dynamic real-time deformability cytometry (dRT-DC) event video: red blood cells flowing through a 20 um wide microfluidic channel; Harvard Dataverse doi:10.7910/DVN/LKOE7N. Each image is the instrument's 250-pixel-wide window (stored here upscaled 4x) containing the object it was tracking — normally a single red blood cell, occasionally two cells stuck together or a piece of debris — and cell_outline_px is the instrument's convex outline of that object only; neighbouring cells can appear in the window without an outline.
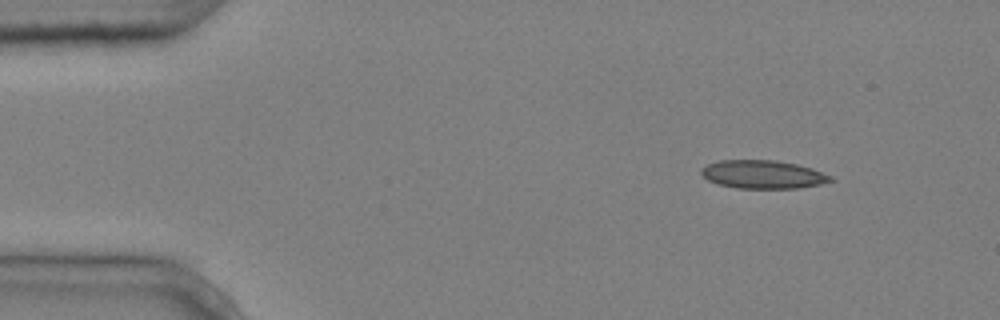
{"species": "common noctule bat (a hibernating species)", "species_latin": "Nyctalus noctula", "temperature_condition": "cold", "stored_images_in_passage": 5, "camera_frame_rate_fps": 3000, "um_per_image_px": 0.085, "animal": {"sex": "male", "body_mass_g": 20.4}, "frame": {"image": 1, "passage_image": 1, "time_ms": 0.0, "image_size_px": [1000, 320], "cell_outline_px": [[836, 180], [820, 184], [796, 188], [736, 188], [716, 184], [708, 180], [700, 172], [700, 168], [708, 164], [720, 160], [776, 160], [796, 164], [812, 168], [832, 176]], "centroid_in_image_um": [64.84, 14.82], "position_along_channel_um": 20.2, "area_um2": 21.39}}
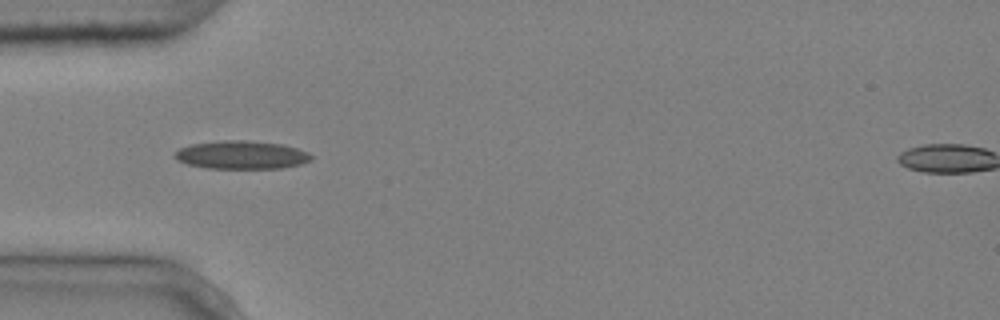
{"frame": {"image": 2, "passage_image": 4, "time_ms": 1.0, "image_size_px": [1000, 320], "cell_outline_px": [[312, 160], [300, 164], [280, 168], [208, 168], [188, 164], [176, 160], [172, 156], [180, 148], [192, 144], [224, 140], [244, 140], [284, 144], [308, 152], [312, 156]], "centroid_in_image_um": [20.53, 13.16], "position_along_channel_um": 64.5, "area_um2": 22.37}}